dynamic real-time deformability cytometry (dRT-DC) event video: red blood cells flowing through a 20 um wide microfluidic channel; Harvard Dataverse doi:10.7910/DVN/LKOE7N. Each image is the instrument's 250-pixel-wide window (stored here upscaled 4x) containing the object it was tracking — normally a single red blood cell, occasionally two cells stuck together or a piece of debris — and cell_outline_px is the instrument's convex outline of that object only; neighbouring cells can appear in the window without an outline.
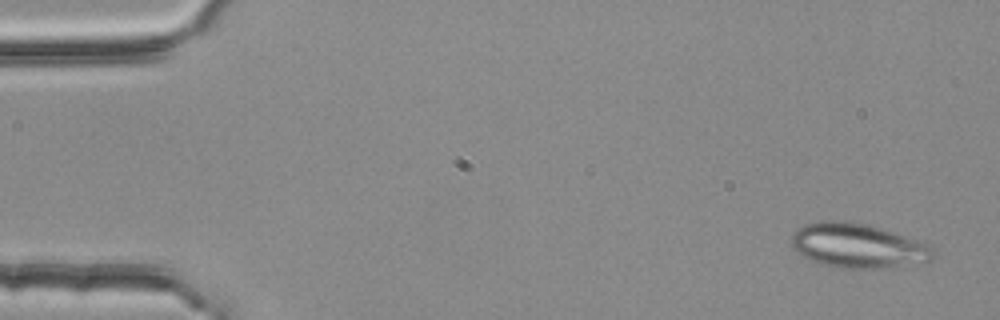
{"species": "common noctule bat (a hibernating species)", "species_latin": "Nyctalus noctula", "temperature_condition": "room temperature", "stored_images_in_passage": 3, "camera_frame_rate_fps": 3000, "um_per_image_px": 0.085, "animal": {"sex": "female", "body_mass_g": 25.1}, "frame": {"image": 1, "passage_image": 1, "time_ms": 0.0, "image_size_px": [1000, 320], "cell_outline_px": [[932, 256], [928, 260], [884, 268], [836, 268], [820, 264], [796, 252], [792, 248], [792, 232], [804, 224], [820, 220], [844, 220], [872, 224], [932, 244]], "centroid_in_image_um": [72.88, 20.85], "position_along_channel_um": 12.1, "area_um2": 37.11}}